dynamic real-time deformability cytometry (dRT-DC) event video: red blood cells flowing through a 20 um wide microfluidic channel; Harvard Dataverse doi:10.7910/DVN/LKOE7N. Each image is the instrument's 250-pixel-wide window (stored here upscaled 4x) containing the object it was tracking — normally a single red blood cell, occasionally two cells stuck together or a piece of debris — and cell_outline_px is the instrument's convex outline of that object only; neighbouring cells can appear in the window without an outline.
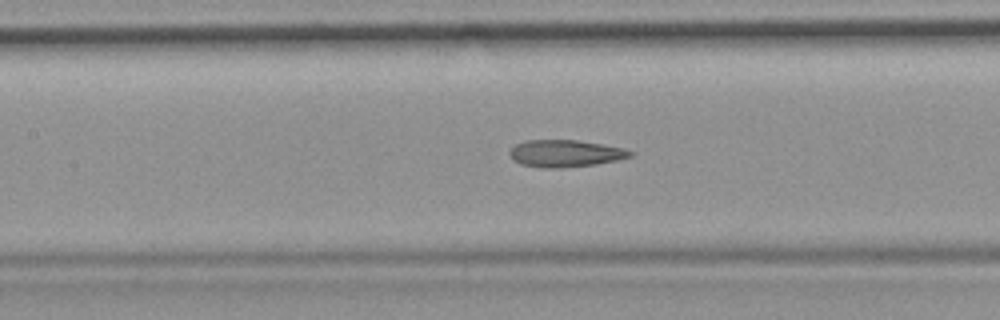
{"species": "common noctule bat (a hibernating species)", "species_latin": "Nyctalus noctula", "temperature_condition": "room temperature", "stored_images_in_passage": 49, "camera_frame_rate_fps": 3000, "um_per_image_px": 0.085, "animal": {"sex": "female", "body_mass_g": 19.9}, "frame": {"image": 1, "passage_image": 22, "time_ms": 7.0, "image_size_px": [1000, 320], "cell_outline_px": [[636, 152], [632, 156], [616, 160], [596, 164], [560, 168], [544, 168], [520, 164], [512, 160], [508, 152], [516, 144], [524, 140], [576, 140], [624, 148]], "centroid_in_image_um": [48.03, 13.04], "position_along_channel_um": 159.4, "area_um2": 19.07}}